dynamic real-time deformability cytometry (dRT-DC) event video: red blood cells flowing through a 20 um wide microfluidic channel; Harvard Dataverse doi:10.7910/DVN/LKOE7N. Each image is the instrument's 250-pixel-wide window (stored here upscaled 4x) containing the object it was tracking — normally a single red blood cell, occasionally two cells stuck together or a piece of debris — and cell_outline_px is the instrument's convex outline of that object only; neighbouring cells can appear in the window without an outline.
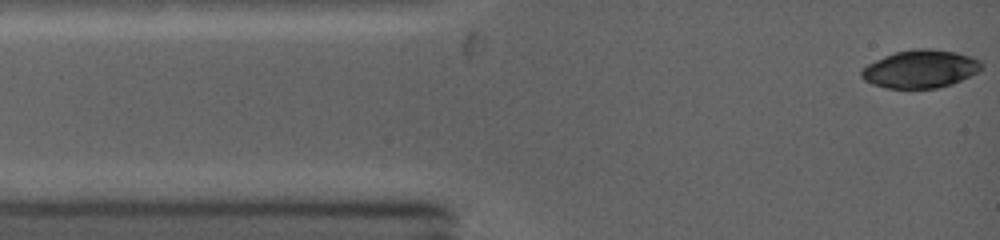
{"species": "common noctule bat (a hibernating species)", "species_latin": "Nyctalus noctula", "temperature_condition": "warm", "stored_images_in_passage": 8, "camera_frame_rate_fps": 5000, "um_per_image_px": 0.085, "animal": {"sex": "female", "body_mass_g": 19.0, "forearm_length_mm": 53.3}, "frame": {"image": 1, "passage_image": 1, "time_ms": 0.0, "image_size_px": [1000, 240], "cell_outline_px": [[980, 68], [976, 72], [960, 80], [936, 88], [888, 88], [872, 84], [864, 80], [860, 76], [860, 72], [868, 64], [884, 56], [896, 52], [912, 48], [932, 48], [956, 52], [980, 60]], "centroid_in_image_um": [78.18, 5.85], "position_along_channel_um": 6.8, "area_um2": 26.18}}
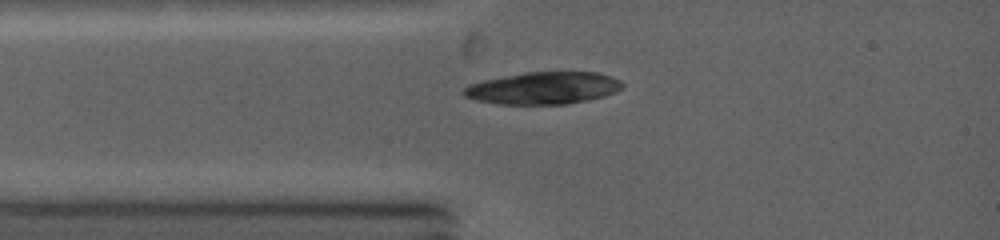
{"frame": {"image": 2, "passage_image": 7, "time_ms": 2.0, "image_size_px": [1000, 240], "cell_outline_px": [[624, 84], [620, 88], [604, 96], [588, 100], [568, 104], [500, 104], [476, 100], [464, 96], [464, 88], [472, 84], [484, 80], [528, 72], [596, 72], [620, 80]], "centroid_in_image_um": [46.19, 7.49], "position_along_channel_um": 38.8, "area_um2": 29.3}}